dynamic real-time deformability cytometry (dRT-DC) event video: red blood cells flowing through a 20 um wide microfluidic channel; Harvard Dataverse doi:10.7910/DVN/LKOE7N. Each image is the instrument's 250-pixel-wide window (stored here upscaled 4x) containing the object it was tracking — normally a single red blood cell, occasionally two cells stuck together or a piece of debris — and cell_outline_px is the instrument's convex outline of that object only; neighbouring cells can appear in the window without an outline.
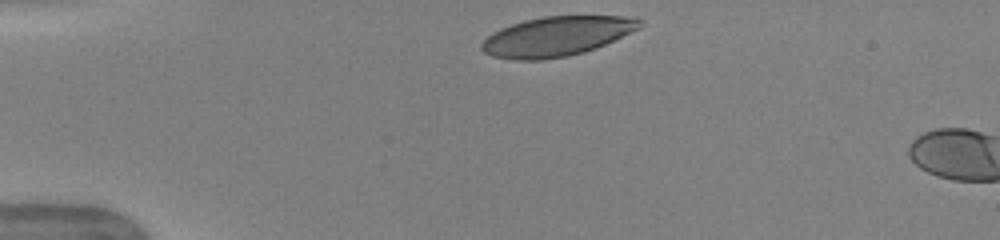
{"species": "human", "species_latin": "Homo sapiens", "temperature_condition": "warm", "stored_images_in_passage": 4, "camera_frame_rate_fps": 3000, "um_per_image_px": 0.085, "donor": {"sex": "female"}, "frame": {"image": 1, "passage_image": 1, "time_ms": 0.0, "image_size_px": [1000, 240], "cell_outline_px": [[644, 24], [640, 28], [596, 48], [584, 52], [568, 56], [540, 60], [516, 60], [492, 56], [484, 52], [480, 48], [480, 44], [492, 32], [500, 28], [524, 20], [544, 16], [636, 16], [644, 20]], "centroid_in_image_um": [47.34, 3.08], "position_along_channel_um": 37.7, "area_um2": 36.7}}